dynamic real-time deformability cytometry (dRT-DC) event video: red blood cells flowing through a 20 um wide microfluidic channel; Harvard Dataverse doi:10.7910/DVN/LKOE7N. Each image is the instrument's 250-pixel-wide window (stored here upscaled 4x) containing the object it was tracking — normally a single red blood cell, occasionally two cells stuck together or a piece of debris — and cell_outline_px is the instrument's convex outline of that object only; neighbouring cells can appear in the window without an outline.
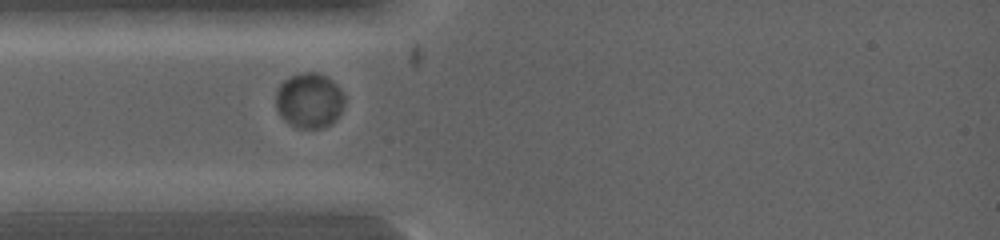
{"species": "common noctule bat (a hibernating species)", "species_latin": "Nyctalus noctula", "temperature_condition": "warm", "stored_images_in_passage": 2, "camera_frame_rate_fps": 5000, "um_per_image_px": 0.085, "animal": {"sex": "female", "body_mass_g": 19.0, "forearm_length_mm": 53.3}, "frame": {"image": 1, "passage_image": 2, "time_ms": 0.4, "image_size_px": [1000, 240], "cell_outline_px": [[344, 100], [340, 112], [336, 120], [332, 124], [320, 128], [296, 128], [284, 120], [280, 116], [276, 108], [276, 92], [280, 84], [288, 76], [304, 72], [316, 72], [324, 76], [336, 84], [344, 96]], "centroid_in_image_um": [26.26, 8.55], "position_along_channel_um": 58.7, "area_um2": 22.08}}